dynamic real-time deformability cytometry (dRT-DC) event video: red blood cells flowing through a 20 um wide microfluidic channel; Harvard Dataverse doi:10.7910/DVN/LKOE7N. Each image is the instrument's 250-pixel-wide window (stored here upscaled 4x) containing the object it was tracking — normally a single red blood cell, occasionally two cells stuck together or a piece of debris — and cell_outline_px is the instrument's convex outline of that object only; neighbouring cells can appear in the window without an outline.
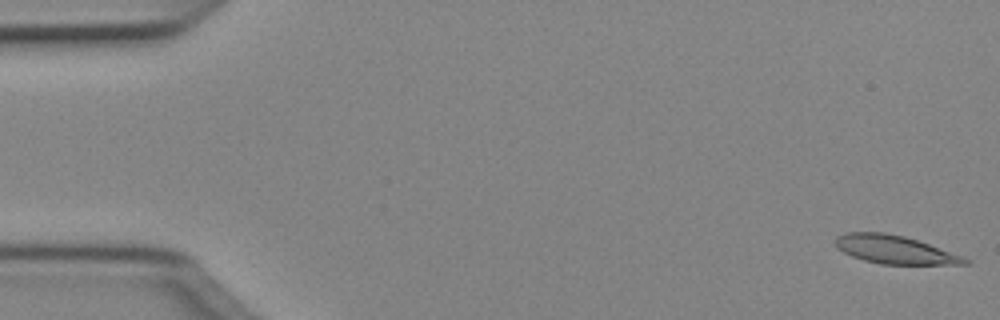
{"species": "Egyptian fruit bat (a non-hibernating species)", "species_latin": "Rousettus aegyptiacus", "temperature_condition": "cold", "stored_images_in_passage": 12, "camera_frame_rate_fps": 3000, "um_per_image_px": 0.085, "animal": {"sex": "female"}, "frame": {"image": 1, "passage_image": 1, "time_ms": 0.0, "image_size_px": [1000, 320], "cell_outline_px": [[972, 264], [880, 264], [864, 260], [852, 256], [836, 248], [836, 236], [844, 232], [884, 232], [904, 236], [964, 256], [972, 260]], "centroid_in_image_um": [76.06, 21.22], "position_along_channel_um": 8.9, "area_um2": 21.33}}